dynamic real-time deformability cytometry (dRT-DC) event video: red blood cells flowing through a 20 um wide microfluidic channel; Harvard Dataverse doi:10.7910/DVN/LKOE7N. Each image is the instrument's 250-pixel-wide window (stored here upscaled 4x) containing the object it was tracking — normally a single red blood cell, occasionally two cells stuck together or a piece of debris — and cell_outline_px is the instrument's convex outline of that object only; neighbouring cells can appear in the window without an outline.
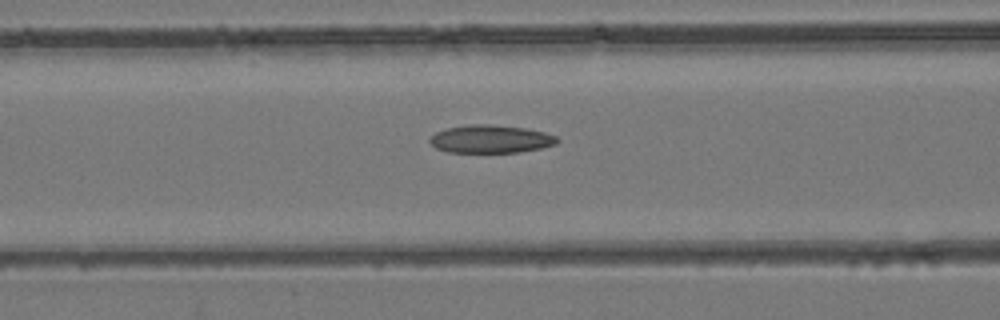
{"species": "common noctule bat (a hibernating species)", "species_latin": "Nyctalus noctula", "temperature_condition": "room temperature", "stored_images_in_passage": 47, "camera_frame_rate_fps": 3000, "um_per_image_px": 0.085, "animal": {"sex": "female", "body_mass_g": 24.6, "forearm_length_mm": 56.2}, "frame": {"image": 1, "passage_image": 20, "time_ms": 6.333, "image_size_px": [1000, 320], "cell_outline_px": [[560, 140], [556, 144], [540, 148], [520, 152], [448, 152], [436, 148], [428, 140], [436, 132], [448, 128], [472, 124], [488, 124], [524, 128], [544, 132], [556, 136]], "centroid_in_image_um": [41.72, 11.82], "position_along_channel_um": 124.9, "area_um2": 20.58}}
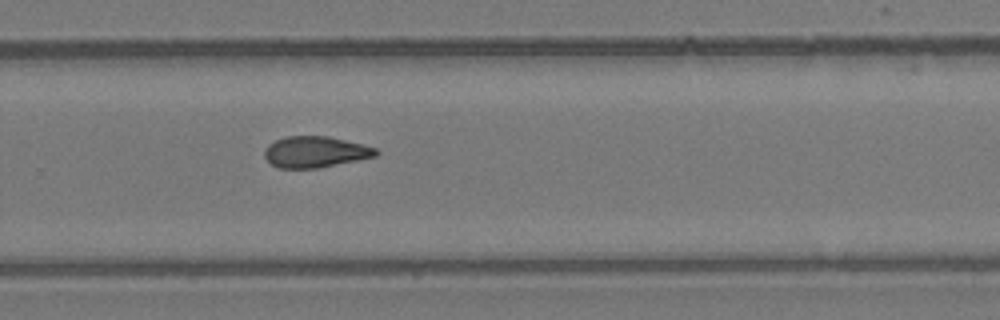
{"frame": {"image": 2, "passage_image": 32, "time_ms": 10.333, "image_size_px": [1000, 320], "cell_outline_px": [[380, 152], [376, 156], [320, 168], [280, 168], [272, 164], [264, 156], [264, 148], [268, 144], [276, 140], [288, 136], [328, 136], [364, 144], [376, 148]], "centroid_in_image_um": [26.81, 12.91], "position_along_channel_um": 303.0, "area_um2": 20.29}}
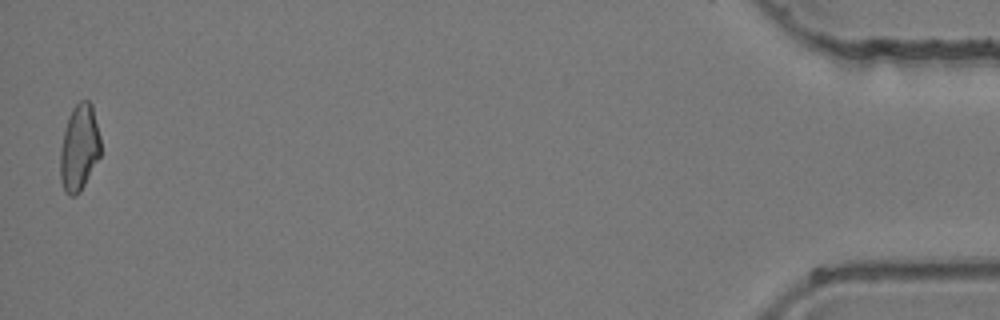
{"frame": {"image": 3, "passage_image": 47, "time_ms": 15.333, "image_size_px": [1000, 320], "cell_outline_px": [[100, 156], [80, 192], [76, 196], [68, 196], [64, 192], [60, 180], [60, 148], [68, 116], [72, 108], [80, 100], [88, 100], [92, 104], [100, 136]], "centroid_in_image_um": [6.72, 12.57], "position_along_channel_um": 428.5, "area_um2": 20.52}}